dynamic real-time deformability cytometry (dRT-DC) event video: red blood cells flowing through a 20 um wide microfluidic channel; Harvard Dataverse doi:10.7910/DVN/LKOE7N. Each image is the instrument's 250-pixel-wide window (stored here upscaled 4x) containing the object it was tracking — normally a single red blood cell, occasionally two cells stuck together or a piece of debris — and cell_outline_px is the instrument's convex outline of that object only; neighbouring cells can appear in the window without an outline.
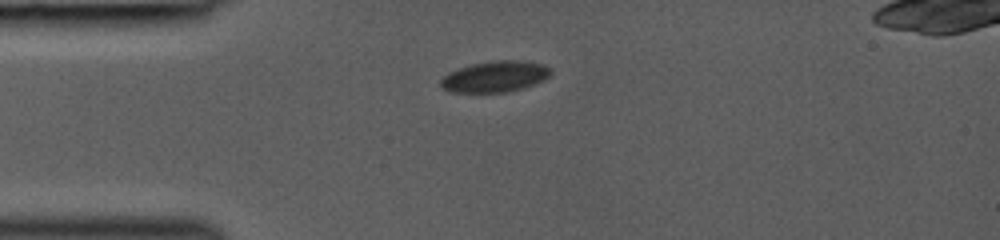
{"species": "common noctule bat (a hibernating species)", "species_latin": "Nyctalus noctula", "temperature_condition": "room temperature", "stored_images_in_passage": 34, "camera_frame_rate_fps": 3000, "um_per_image_px": 0.085, "animal": {"sex": "female", "body_mass_g": 19.0, "forearm_length_mm": 53.3}, "frame": {"image": 1, "passage_image": 1, "time_ms": 0.0, "image_size_px": [1000, 240], "cell_outline_px": [[552, 72], [544, 80], [536, 84], [524, 88], [508, 92], [452, 92], [444, 88], [440, 84], [440, 80], [448, 72], [456, 68], [472, 64], [492, 60], [524, 60], [544, 64]], "centroid_in_image_um": [42.09, 6.5], "position_along_channel_um": 42.9, "area_um2": 20.11}}
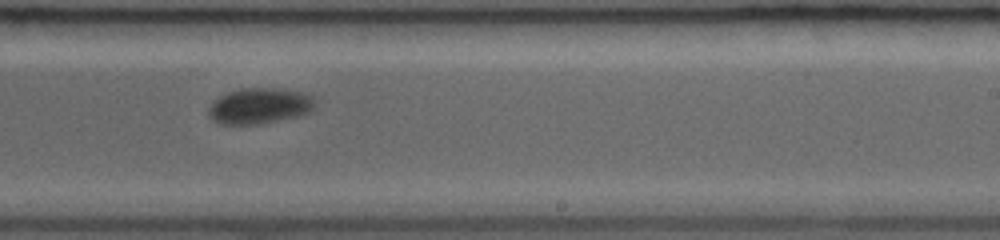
{"frame": {"image": 2, "passage_image": 18, "time_ms": 5.667, "image_size_px": [1000, 240], "cell_outline_px": [[316, 100], [312, 108], [308, 112], [296, 116], [260, 124], [220, 124], [212, 120], [208, 116], [208, 108], [212, 100], [228, 92], [244, 88], [272, 88], [300, 92], [312, 96]], "centroid_in_image_um": [21.99, 9.0], "position_along_channel_um": 267.0, "area_um2": 22.08}}
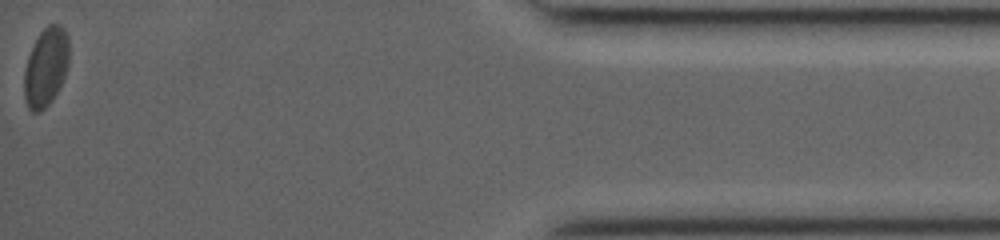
{"frame": {"image": 3, "passage_image": 34, "time_ms": 11.0, "image_size_px": [1000, 240], "cell_outline_px": [[68, 64], [64, 76], [52, 100], [40, 112], [32, 112], [28, 108], [24, 100], [24, 72], [28, 56], [40, 32], [48, 24], [60, 24], [64, 28], [68, 36]], "centroid_in_image_um": [3.89, 5.7], "position_along_channel_um": 431.3, "area_um2": 20.46}}